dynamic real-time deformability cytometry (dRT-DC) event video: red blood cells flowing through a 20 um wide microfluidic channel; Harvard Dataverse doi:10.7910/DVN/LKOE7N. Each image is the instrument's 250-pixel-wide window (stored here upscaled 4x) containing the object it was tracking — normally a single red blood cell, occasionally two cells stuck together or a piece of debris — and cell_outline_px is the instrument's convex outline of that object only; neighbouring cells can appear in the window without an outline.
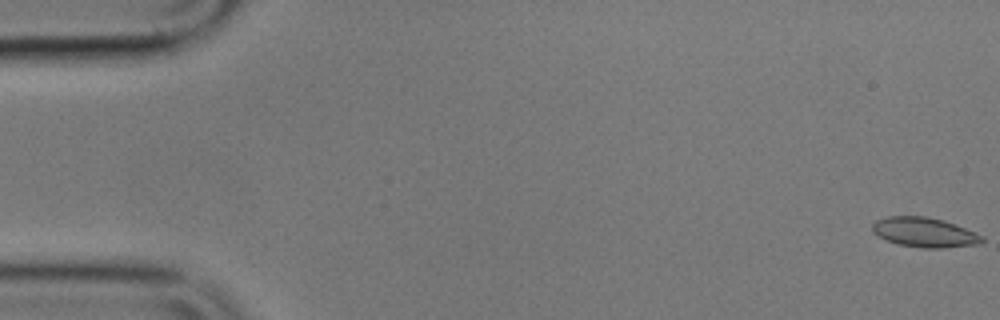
{"species": "common noctule bat (a hibernating species)", "species_latin": "Nyctalus noctula", "temperature_condition": "cold", "stored_images_in_passage": 57, "segment_of_instrument_passage": [1, 2], "camera_frame_rate_fps": 3000, "um_per_image_px": 0.085, "animal": {"sex": "male", "body_mass_g": 17.9}, "frame": {"image": 1, "passage_image": 1, "time_ms": 0.0, "image_size_px": [1000, 320], "cell_outline_px": [[984, 240], [980, 244], [944, 248], [920, 248], [896, 244], [872, 232], [872, 224], [876, 220], [888, 216], [924, 216], [944, 220], [976, 232], [984, 236]], "centroid_in_image_um": [78.6, 19.75], "position_along_channel_um": 6.4, "area_um2": 19.13}}
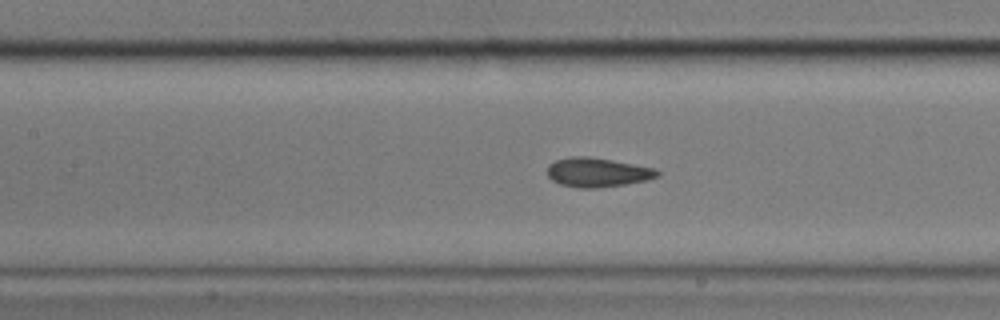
{"frame": {"image": 2, "passage_image": 25, "time_ms": 8.0, "image_size_px": [1000, 320], "cell_outline_px": [[660, 176], [648, 180], [624, 184], [592, 188], [580, 188], [560, 184], [552, 180], [548, 176], [548, 164], [556, 160], [572, 156], [588, 156], [612, 160], [656, 168], [660, 172]], "centroid_in_image_um": [50.8, 14.64], "position_along_channel_um": 156.6, "area_um2": 18.73}}
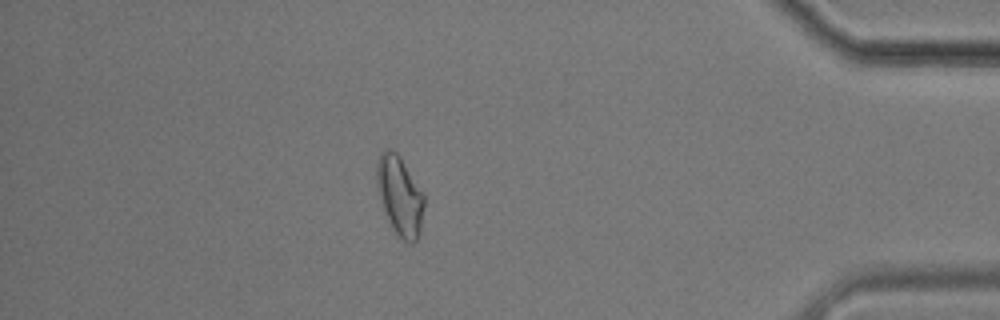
{"frame": {"image": 3, "passage_image": 49, "time_ms": 16.0, "image_size_px": [1000, 320], "cell_outline_px": [[424, 204], [420, 236], [412, 244], [408, 244], [392, 228], [384, 212], [380, 200], [376, 184], [376, 160], [380, 152], [384, 148], [388, 148], [396, 152], [400, 156], [424, 192]], "centroid_in_image_um": [33.98, 16.61], "position_along_channel_um": 401.2, "area_um2": 22.37}}